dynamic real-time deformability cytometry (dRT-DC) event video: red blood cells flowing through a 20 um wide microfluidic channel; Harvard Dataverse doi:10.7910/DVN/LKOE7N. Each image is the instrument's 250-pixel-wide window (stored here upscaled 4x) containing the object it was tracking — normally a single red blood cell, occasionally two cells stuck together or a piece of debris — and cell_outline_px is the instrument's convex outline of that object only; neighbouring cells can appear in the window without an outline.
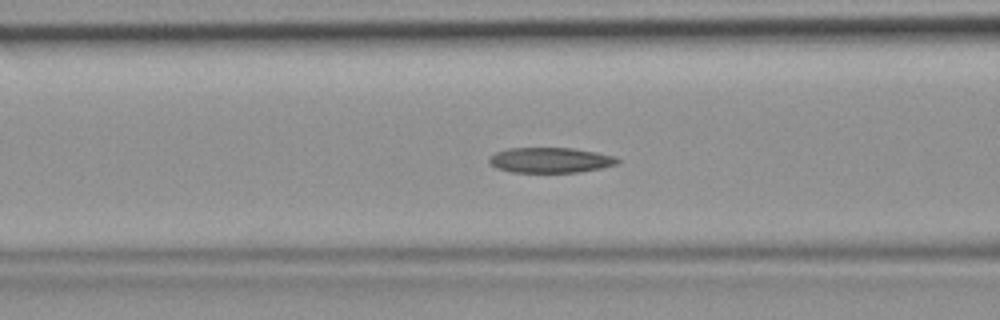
{"species": "common noctule bat (a hibernating species)", "species_latin": "Nyctalus noctula", "temperature_condition": "room temperature", "stored_images_in_passage": 44, "camera_frame_rate_fps": 3000, "um_per_image_px": 0.085, "animal": {"sex": "female", "body_mass_g": 19.9}, "frame": {"image": 1, "passage_image": 15, "time_ms": 4.667, "image_size_px": [1000, 320], "cell_outline_px": [[620, 160], [616, 164], [600, 168], [580, 172], [512, 172], [496, 168], [488, 160], [488, 156], [496, 152], [508, 148], [572, 148], [596, 152], [616, 156]], "centroid_in_image_um": [46.77, 13.6], "position_along_channel_um": 119.8, "area_um2": 18.9}}
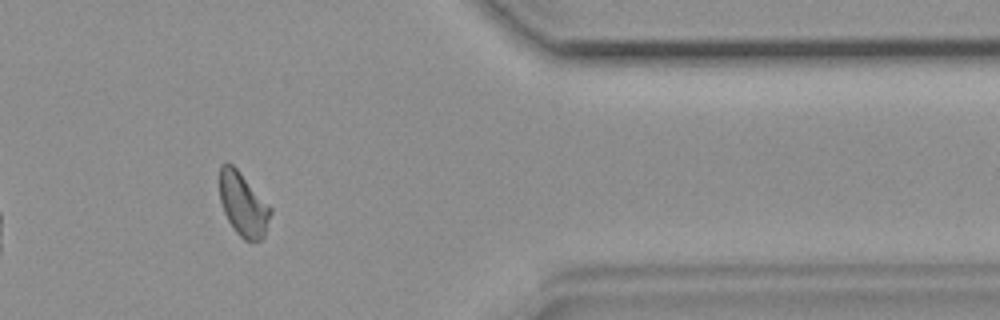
{"frame": {"image": 2, "passage_image": 36, "time_ms": 11.667, "image_size_px": [1000, 320], "cell_outline_px": [[272, 212], [264, 236], [260, 240], [244, 240], [236, 232], [228, 220], [224, 212], [220, 200], [220, 164], [228, 160], [236, 168], [272, 208]], "centroid_in_image_um": [20.66, 17.35], "position_along_channel_um": 390.7, "area_um2": 18.73}}
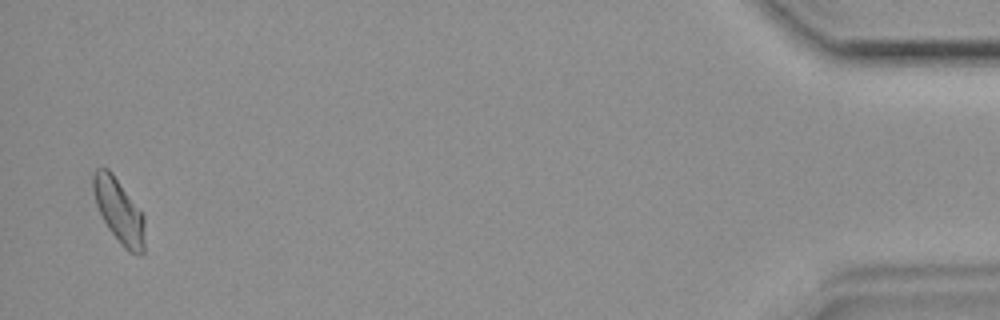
{"frame": {"image": 3, "passage_image": 43, "time_ms": 14.0, "image_size_px": [1000, 320], "cell_outline_px": [[144, 252], [140, 256], [128, 252], [120, 244], [108, 228], [96, 204], [92, 188], [92, 176], [96, 168], [108, 168], [112, 172], [144, 216]], "centroid_in_image_um": [10.11, 17.95], "position_along_channel_um": 425.1, "area_um2": 19.25}}